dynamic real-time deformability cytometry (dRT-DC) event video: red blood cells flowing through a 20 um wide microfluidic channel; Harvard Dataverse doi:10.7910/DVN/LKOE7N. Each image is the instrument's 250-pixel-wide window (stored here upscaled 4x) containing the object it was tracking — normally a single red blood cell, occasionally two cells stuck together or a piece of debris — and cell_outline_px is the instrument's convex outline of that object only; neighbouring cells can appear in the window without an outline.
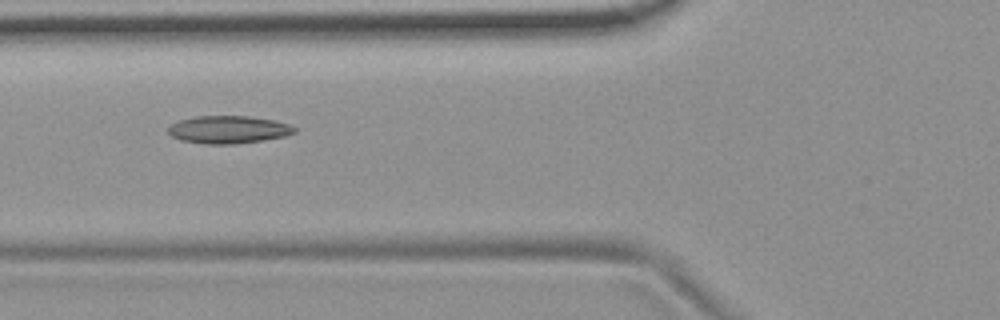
{"species": "common noctule bat (a hibernating species)", "species_latin": "Nyctalus noctula", "temperature_condition": "room temperature", "stored_images_in_passage": 9, "camera_frame_rate_fps": 3000, "um_per_image_px": 0.085, "animal": {"sex": "female", "body_mass_g": 19.9}, "frame": {"image": 1, "passage_image": 6, "time_ms": 1.667, "image_size_px": [1000, 320], "cell_outline_px": [[296, 132], [284, 136], [236, 144], [204, 144], [180, 140], [172, 136], [168, 132], [168, 128], [172, 124], [180, 120], [196, 116], [248, 116], [272, 120], [288, 124], [296, 128]], "centroid_in_image_um": [19.39, 11.02], "position_along_channel_um": 106.4, "area_um2": 20.17}}
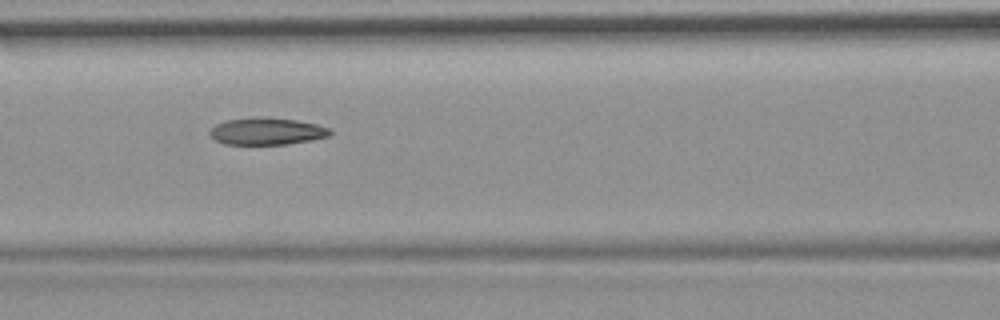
{"frame": {"image": 2, "passage_image": 7, "time_ms": 2.0, "image_size_px": [1000, 320], "cell_outline_px": [[332, 136], [312, 140], [288, 144], [224, 144], [216, 140], [208, 132], [216, 124], [228, 120], [256, 116], [264, 116], [296, 120], [316, 124], [332, 128]], "centroid_in_image_um": [22.74, 11.15], "position_along_channel_um": 143.9, "area_um2": 19.19}}